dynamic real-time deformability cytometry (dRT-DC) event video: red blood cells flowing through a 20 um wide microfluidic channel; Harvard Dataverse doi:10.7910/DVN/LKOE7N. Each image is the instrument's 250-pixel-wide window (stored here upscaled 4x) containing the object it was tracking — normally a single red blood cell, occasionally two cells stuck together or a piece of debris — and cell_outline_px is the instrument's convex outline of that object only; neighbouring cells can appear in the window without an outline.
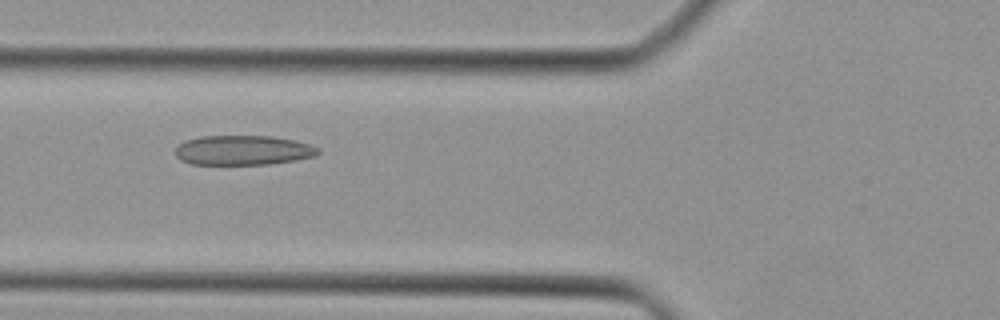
{"species": "Egyptian fruit bat (a non-hibernating species)", "species_latin": "Rousettus aegyptiacus", "temperature_condition": "cold", "stored_images_in_passage": 45, "camera_frame_rate_fps": 3000, "um_per_image_px": 0.085, "animal": {"sex": "female"}, "frame": {"image": 1, "passage_image": 17, "time_ms": 5.333, "image_size_px": [1000, 320], "cell_outline_px": [[320, 152], [316, 156], [296, 160], [268, 164], [192, 164], [180, 160], [176, 156], [176, 148], [184, 140], [200, 136], [272, 136], [296, 140], [312, 144], [320, 148]], "centroid_in_image_um": [20.7, 12.76], "position_along_channel_um": 105.1, "area_um2": 24.91}}
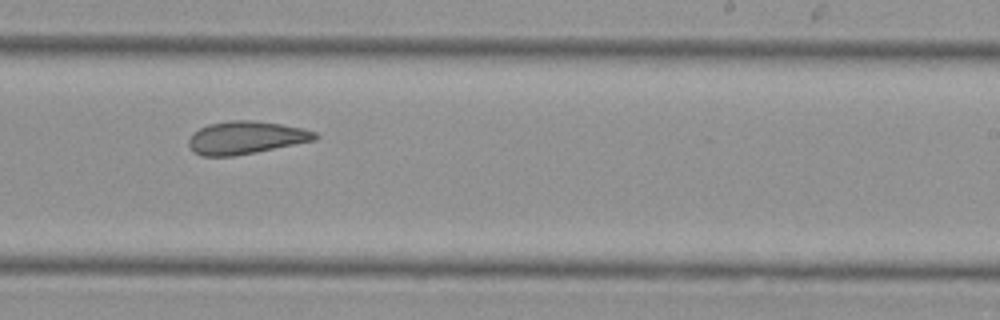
{"frame": {"image": 2, "passage_image": 28, "time_ms": 9.0, "image_size_px": [1000, 320], "cell_outline_px": [[320, 136], [316, 140], [256, 152], [232, 156], [200, 156], [192, 152], [188, 144], [188, 140], [192, 132], [208, 124], [232, 120], [252, 120], [280, 124], [304, 128], [316, 132]], "centroid_in_image_um": [20.88, 11.7], "position_along_channel_um": 268.1, "area_um2": 24.33}}
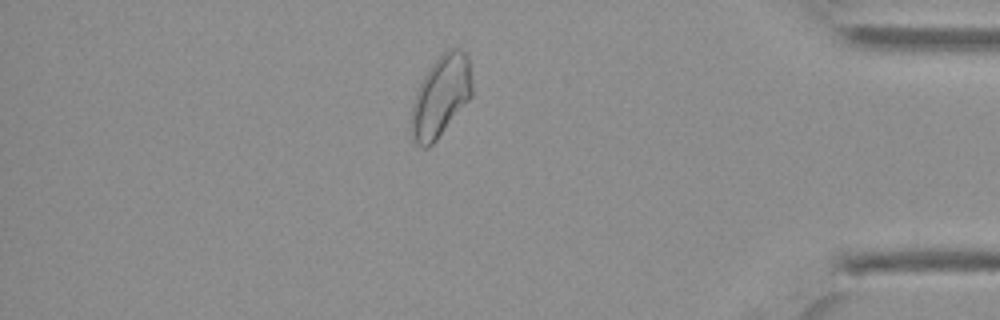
{"frame": {"image": 3, "passage_image": 39, "time_ms": 12.667, "image_size_px": [1000, 320], "cell_outline_px": [[472, 96], [436, 140], [428, 148], [420, 148], [416, 144], [412, 136], [412, 104], [416, 92], [428, 68], [440, 52], [448, 48], [460, 48], [468, 56], [472, 80]], "centroid_in_image_um": [37.48, 8.14], "position_along_channel_um": 397.7, "area_um2": 28.84}}